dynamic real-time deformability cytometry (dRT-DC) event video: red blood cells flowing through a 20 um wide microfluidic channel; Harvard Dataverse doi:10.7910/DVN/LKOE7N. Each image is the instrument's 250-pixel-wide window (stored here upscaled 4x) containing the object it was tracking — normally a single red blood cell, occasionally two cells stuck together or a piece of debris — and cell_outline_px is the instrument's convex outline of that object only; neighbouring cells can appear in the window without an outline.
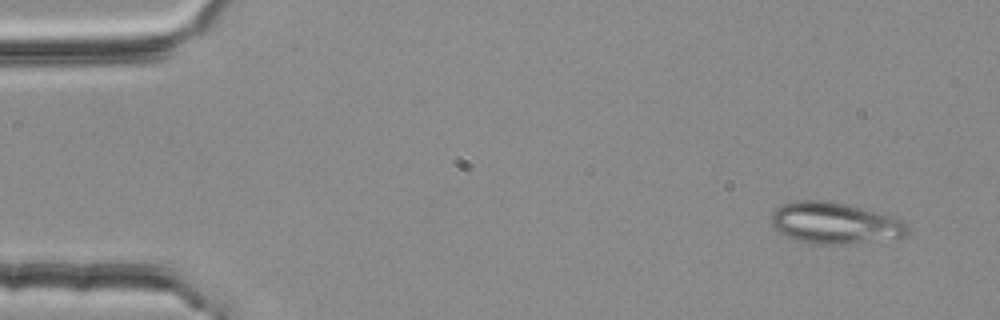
{"species": "common noctule bat (a hibernating species)", "species_latin": "Nyctalus noctula", "temperature_condition": "room temperature", "stored_images_in_passage": 3, "camera_frame_rate_fps": 3000, "um_per_image_px": 0.085, "animal": {"sex": "female", "body_mass_g": 25.1}, "frame": {"image": 1, "passage_image": 1, "time_ms": 0.0, "image_size_px": [1000, 320], "cell_outline_px": [[908, 232], [904, 236], [848, 244], [816, 244], [800, 240], [788, 236], [780, 232], [772, 224], [772, 212], [776, 208], [784, 204], [800, 200], [824, 200], [844, 204], [892, 216], [904, 220], [908, 224]], "centroid_in_image_um": [70.97, 18.96], "position_along_channel_um": 14.0, "area_um2": 32.25}}